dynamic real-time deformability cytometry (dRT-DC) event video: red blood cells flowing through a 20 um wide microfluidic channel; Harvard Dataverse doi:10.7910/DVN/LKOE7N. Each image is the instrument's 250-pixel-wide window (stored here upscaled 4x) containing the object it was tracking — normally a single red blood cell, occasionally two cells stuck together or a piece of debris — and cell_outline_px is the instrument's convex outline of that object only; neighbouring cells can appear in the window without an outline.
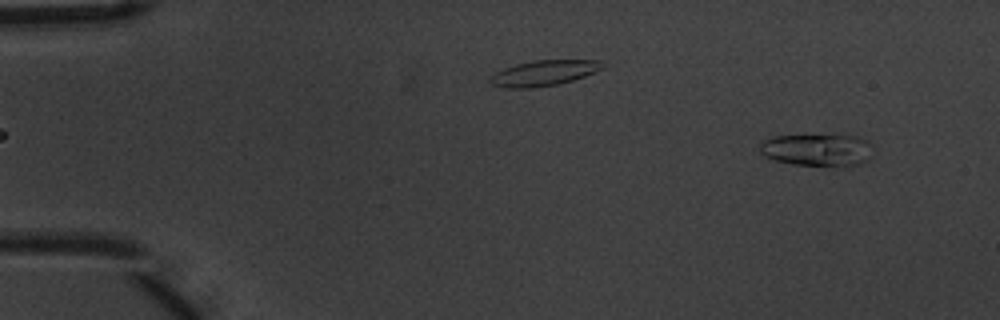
{"species": "common noctule bat (a hibernating species)", "species_latin": "Nyctalus noctula", "temperature_condition": "warm", "stored_images_in_passage": 6, "camera_frame_rate_fps": 3000, "um_per_image_px": 0.085, "animal": {"sex": "male", "body_mass_g": 20.1, "forearm_length_mm": 53.5}, "frame": {"image": 1, "passage_image": 1, "time_ms": 0.0, "image_size_px": [1000, 320], "cell_outline_px": [[868, 160], [860, 164], [792, 164], [776, 160], [764, 156], [760, 152], [760, 144], [764, 140], [772, 136], [836, 132], [856, 136], [868, 140]], "centroid_in_image_um": [69.41, 12.65], "position_along_channel_um": 15.6, "area_um2": 21.44}}
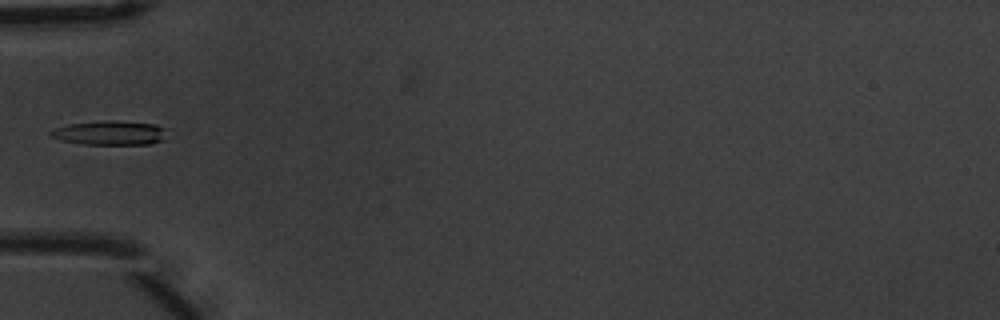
{"frame": {"image": 2, "passage_image": 5, "time_ms": 1.333, "image_size_px": [1000, 320], "cell_outline_px": [[168, 128], [164, 140], [152, 144], [84, 144], [60, 140], [52, 136], [48, 132], [56, 128], [68, 124], [104, 120], [116, 120], [156, 124]], "centroid_in_image_um": [9.41, 11.28], "position_along_channel_um": 75.6, "area_um2": 16.65}}